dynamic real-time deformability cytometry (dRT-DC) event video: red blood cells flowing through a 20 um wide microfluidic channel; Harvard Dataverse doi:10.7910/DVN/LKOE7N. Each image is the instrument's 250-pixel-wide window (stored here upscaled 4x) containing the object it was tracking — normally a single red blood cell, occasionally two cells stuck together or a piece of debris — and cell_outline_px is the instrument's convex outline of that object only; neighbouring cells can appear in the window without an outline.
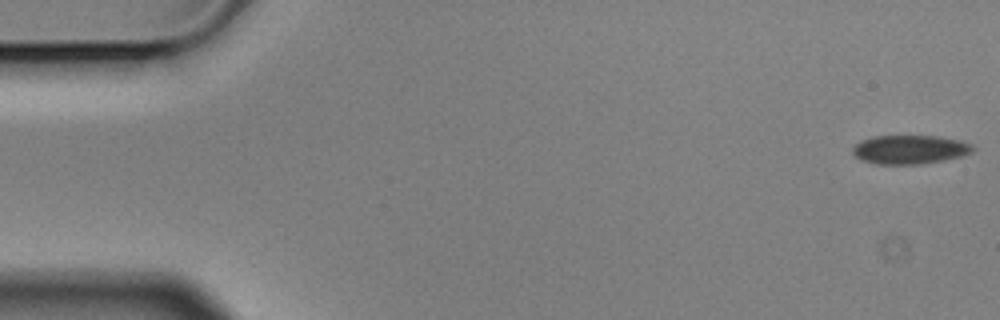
{"species": "Egyptian fruit bat (a non-hibernating species)", "species_latin": "Rousettus aegyptiacus", "temperature_condition": "cold", "stored_images_in_passage": 5, "camera_frame_rate_fps": 3000, "um_per_image_px": 0.085, "animal": {"sex": "male"}, "frame": {"image": 1, "passage_image": 1, "time_ms": 0.0, "image_size_px": [1000, 320], "cell_outline_px": [[976, 148], [972, 152], [964, 156], [944, 160], [920, 164], [876, 164], [864, 160], [856, 156], [852, 152], [852, 148], [860, 140], [872, 136], [936, 136], [960, 140], [972, 144]], "centroid_in_image_um": [77.37, 12.7], "position_along_channel_um": 7.6, "area_um2": 20.29}}
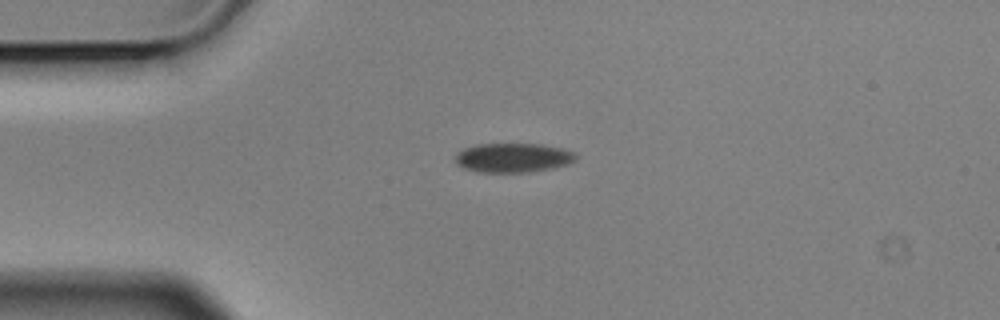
{"frame": {"image": 2, "passage_image": 4, "time_ms": 1.0, "image_size_px": [1000, 320], "cell_outline_px": [[576, 160], [568, 164], [552, 168], [528, 172], [476, 172], [464, 168], [456, 164], [456, 156], [464, 148], [476, 144], [540, 144], [564, 148], [576, 152]], "centroid_in_image_um": [43.64, 13.4], "position_along_channel_um": 41.4, "area_um2": 20.63}}